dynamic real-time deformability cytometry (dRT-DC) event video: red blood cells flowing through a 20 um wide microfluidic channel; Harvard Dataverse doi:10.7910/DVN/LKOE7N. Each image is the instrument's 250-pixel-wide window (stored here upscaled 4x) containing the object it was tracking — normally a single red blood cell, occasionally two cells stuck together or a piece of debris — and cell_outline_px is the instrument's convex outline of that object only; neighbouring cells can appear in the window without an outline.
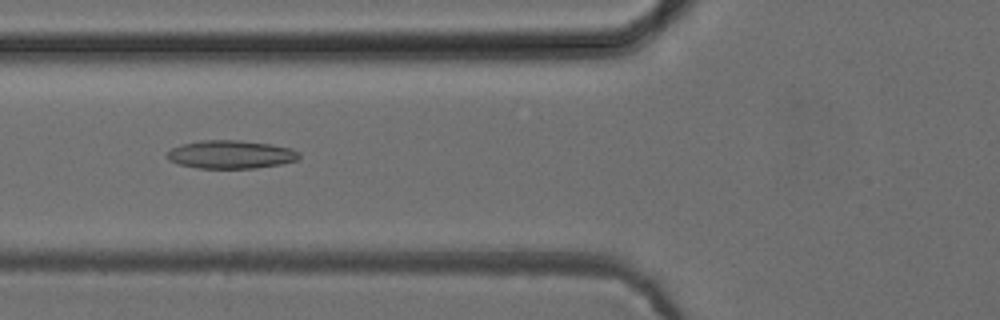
{"species": "common noctule bat (a hibernating species)", "species_latin": "Nyctalus noctula", "temperature_condition": "cold", "stored_images_in_passage": 37, "camera_frame_rate_fps": 3000, "um_per_image_px": 0.085, "animal": {"sex": "female", "body_mass_g": 24.6, "forearm_length_mm": 56.2}, "frame": {"image": 1, "passage_image": 11, "time_ms": 3.333, "image_size_px": [1000, 320], "cell_outline_px": [[300, 156], [296, 160], [280, 164], [256, 168], [196, 168], [180, 164], [168, 160], [164, 156], [172, 148], [180, 144], [200, 140], [240, 140], [272, 144], [292, 148], [300, 152]], "centroid_in_image_um": [19.6, 13.12], "position_along_channel_um": 106.2, "area_um2": 21.91}}
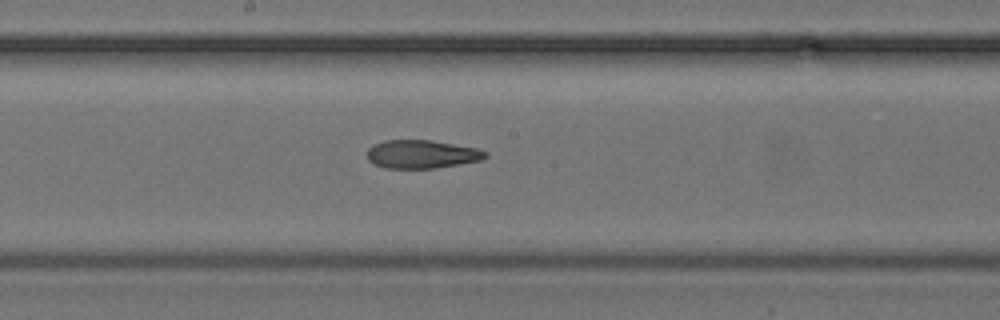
{"frame": {"image": 2, "passage_image": 19, "time_ms": 6.0, "image_size_px": [1000, 320], "cell_outline_px": [[488, 156], [484, 160], [436, 168], [384, 168], [372, 164], [368, 160], [368, 148], [372, 144], [384, 140], [432, 140], [476, 148], [488, 152]], "centroid_in_image_um": [35.85, 13.11], "position_along_channel_um": 212.4, "area_um2": 19.77}}
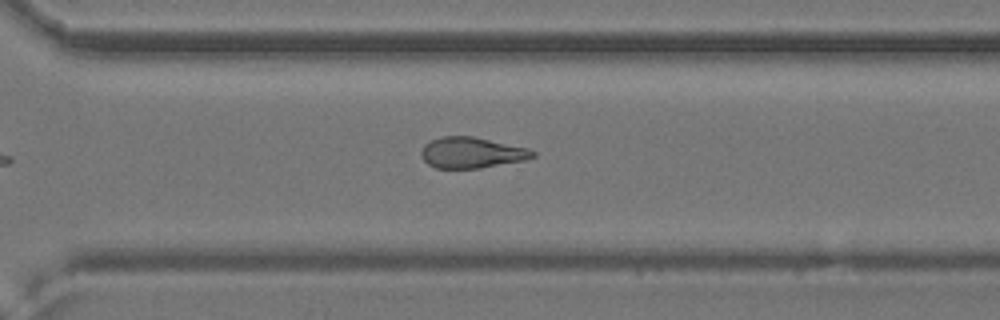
{"frame": {"image": 3, "passage_image": 28, "time_ms": 9.0, "image_size_px": [1000, 320], "cell_outline_px": [[536, 156], [524, 160], [480, 168], [436, 168], [428, 164], [420, 156], [420, 152], [424, 144], [440, 136], [472, 136], [528, 148], [536, 152]], "centroid_in_image_um": [40.07, 12.97], "position_along_channel_um": 330.5, "area_um2": 20.06}, "authors_computed_cell_mechanics": {"area_um2": 20.23, "velocity_mm_per_s": 3.9618, "shape_relaxation_time_tau1_ms": null, "shape_relaxation_time_tau2_ms": 3.6087, "deformation_change_tau1": null, "deformation_change_tau2": 0.117}}